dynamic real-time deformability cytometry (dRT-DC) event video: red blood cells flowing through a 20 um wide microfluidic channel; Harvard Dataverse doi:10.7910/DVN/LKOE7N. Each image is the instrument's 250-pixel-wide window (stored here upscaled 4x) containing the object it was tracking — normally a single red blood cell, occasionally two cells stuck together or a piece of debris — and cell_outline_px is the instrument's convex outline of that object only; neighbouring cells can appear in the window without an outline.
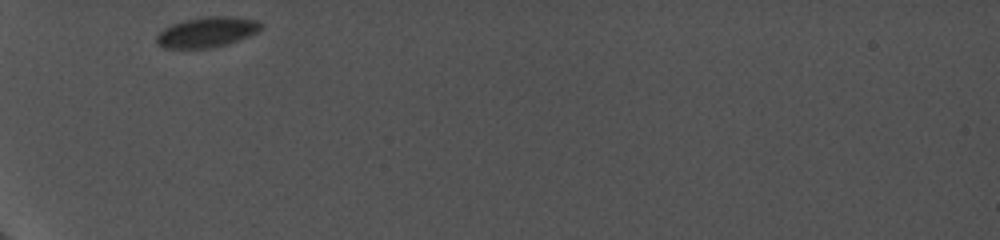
{"species": "common noctule bat (a hibernating species)", "species_latin": "Nyctalus noctula", "temperature_condition": "cold", "stored_images_in_passage": 40, "camera_frame_rate_fps": 5000, "um_per_image_px": 0.085, "animal": {"sex": "female", "body_mass_g": 19.0, "forearm_length_mm": 56.7}, "frame": {"image": 1, "passage_image": 1, "time_ms": 0.0, "image_size_px": [1000, 240], "cell_outline_px": [[264, 24], [256, 32], [248, 36], [228, 44], [208, 48], [164, 48], [156, 40], [156, 36], [164, 28], [172, 24], [184, 20], [204, 16], [232, 16], [260, 20]], "centroid_in_image_um": [17.62, 2.71], "position_along_channel_um": 67.4, "area_um2": 18.44}}
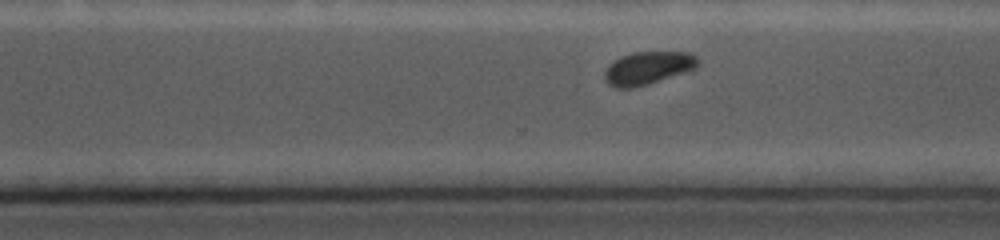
{"frame": {"image": 2, "passage_image": 27, "time_ms": 7.0, "image_size_px": [1000, 240], "cell_outline_px": [[700, 64], [696, 68], [648, 84], [632, 88], [616, 88], [608, 84], [604, 80], [604, 72], [608, 64], [620, 56], [632, 52], [688, 52], [696, 56], [700, 60]], "centroid_in_image_um": [55.05, 5.77], "position_along_channel_um": 315.6, "area_um2": 18.03}}
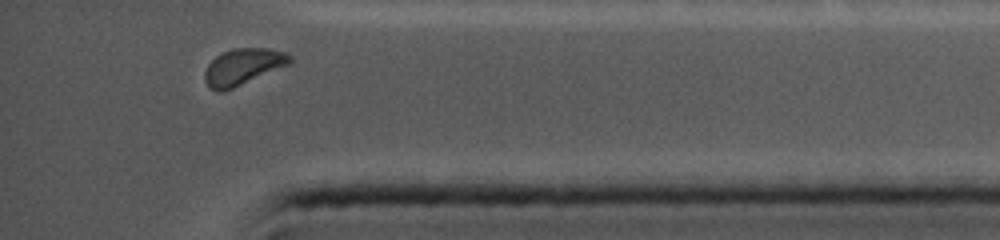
{"frame": {"image": 3, "passage_image": 37, "time_ms": 9.6, "image_size_px": [1000, 240], "cell_outline_px": [[292, 60], [288, 64], [224, 92], [220, 92], [212, 88], [204, 80], [204, 72], [208, 64], [216, 56], [232, 48], [268, 48], [284, 52], [292, 56]], "centroid_in_image_um": [20.63, 5.66], "position_along_channel_um": 414.6, "area_um2": 17.74}}